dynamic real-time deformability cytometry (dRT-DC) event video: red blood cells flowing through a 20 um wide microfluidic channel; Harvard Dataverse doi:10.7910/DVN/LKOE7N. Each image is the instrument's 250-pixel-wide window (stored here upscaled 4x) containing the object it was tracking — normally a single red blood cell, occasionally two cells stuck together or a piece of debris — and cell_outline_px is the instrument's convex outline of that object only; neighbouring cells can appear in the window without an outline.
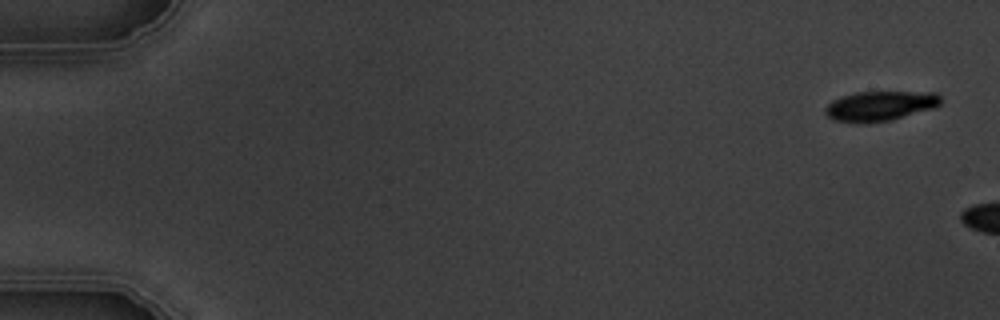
{"species": "common noctule bat (a hibernating species)", "species_latin": "Nyctalus noctula", "temperature_condition": "warm", "stored_images_in_passage": 3, "camera_frame_rate_fps": 3000, "um_per_image_px": 0.085, "animal": {"sex": "male", "body_mass_g": 19.5, "forearm_length_mm": 54.6}, "frame": {"image": 1, "passage_image": 1, "time_ms": 0.0, "image_size_px": [1000, 320], "cell_outline_px": [[940, 104], [936, 108], [892, 120], [860, 124], [832, 120], [824, 112], [824, 108], [832, 100], [840, 96], [856, 92], [936, 92], [940, 96]], "centroid_in_image_um": [74.79, 9.02], "position_along_channel_um": 10.2, "area_um2": 20.46}}